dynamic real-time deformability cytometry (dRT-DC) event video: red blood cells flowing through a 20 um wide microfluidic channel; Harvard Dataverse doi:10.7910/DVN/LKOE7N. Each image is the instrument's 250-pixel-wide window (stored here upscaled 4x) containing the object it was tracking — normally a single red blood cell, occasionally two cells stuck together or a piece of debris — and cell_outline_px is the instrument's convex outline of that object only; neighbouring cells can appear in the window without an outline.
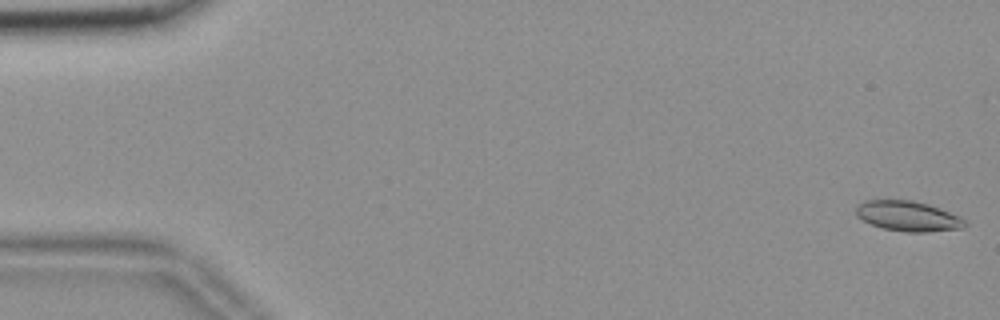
{"species": "common noctule bat (a hibernating species)", "species_latin": "Nyctalus noctula", "temperature_condition": "room temperature", "stored_images_in_passage": 55, "camera_frame_rate_fps": 3000, "um_per_image_px": 0.085, "animal": {"sex": "female", "body_mass_g": 18.4}, "frame": {"image": 1, "passage_image": 1, "time_ms": 0.0, "image_size_px": [1000, 320], "cell_outline_px": [[968, 224], [964, 228], [924, 232], [908, 232], [884, 228], [872, 224], [856, 216], [856, 204], [864, 200], [912, 200], [928, 204], [960, 216]], "centroid_in_image_um": [77.18, 18.36], "position_along_channel_um": 7.8, "area_um2": 19.07}}
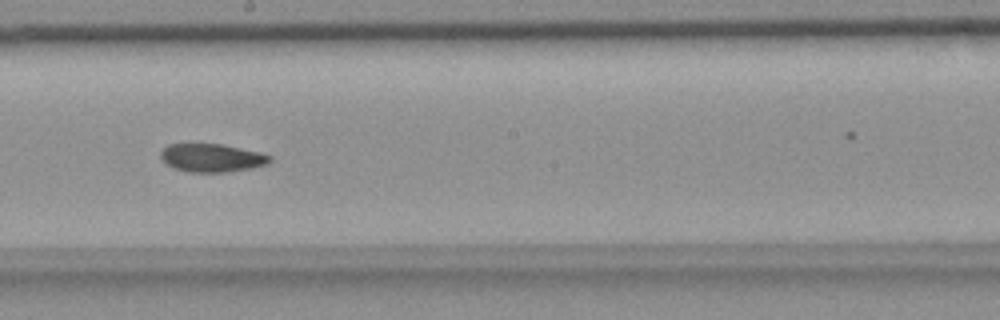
{"frame": {"image": 2, "passage_image": 31, "time_ms": 10.0, "image_size_px": [1000, 320], "cell_outline_px": [[272, 160], [268, 164], [252, 168], [228, 172], [188, 172], [172, 168], [160, 156], [160, 152], [168, 144], [220, 144], [260, 152], [272, 156]], "centroid_in_image_um": [18.03, 13.42], "position_along_channel_um": 230.2, "area_um2": 17.98}}
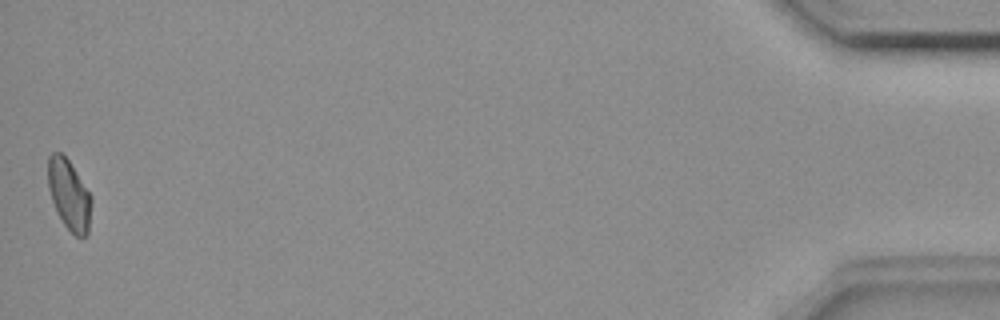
{"frame": {"image": 3, "passage_image": 55, "time_ms": 18.0, "image_size_px": [1000, 320], "cell_outline_px": [[92, 200], [88, 236], [76, 236], [64, 224], [52, 200], [48, 188], [48, 156], [52, 152], [60, 152], [68, 160], [92, 196]], "centroid_in_image_um": [5.88, 16.55], "position_along_channel_um": 429.3, "area_um2": 17.57}, "authors_computed_cell_mechanics": {"area_um2": 18.4382, "velocity_mm_per_s": 3.6745, "shape_relaxation_time_tau1_ms": 6.1064, "shape_relaxation_time_tau2_ms": 3.7826, "deformation_change_tau1": 0.131, "deformation_change_tau2": 0.0904}}